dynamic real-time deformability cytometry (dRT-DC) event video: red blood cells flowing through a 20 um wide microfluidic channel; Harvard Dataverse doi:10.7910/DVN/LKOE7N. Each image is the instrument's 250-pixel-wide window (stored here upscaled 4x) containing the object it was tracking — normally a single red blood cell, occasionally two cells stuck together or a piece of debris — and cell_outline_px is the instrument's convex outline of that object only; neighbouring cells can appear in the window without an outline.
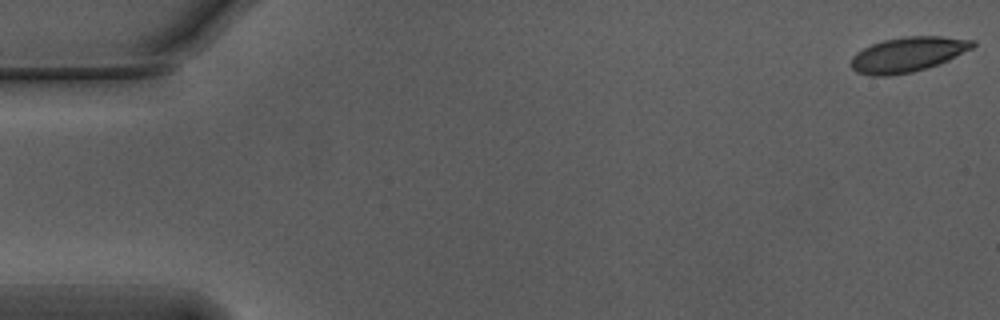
{"species": "Egyptian fruit bat (a non-hibernating species)", "species_latin": "Rousettus aegyptiacus", "temperature_condition": "warm", "stored_images_in_passage": 21, "camera_frame_rate_fps": 3000, "um_per_image_px": 0.085, "animal": {"sex": "male"}, "frame": {"image": 1, "passage_image": 1, "time_ms": 0.0, "image_size_px": [1000, 320], "cell_outline_px": [[976, 44], [972, 48], [940, 64], [912, 72], [888, 76], [872, 76], [856, 72], [852, 68], [852, 56], [856, 52], [872, 44], [884, 40], [904, 36], [940, 36], [976, 40]], "centroid_in_image_um": [77.17, 4.63], "position_along_channel_um": 7.8, "area_um2": 24.74}}
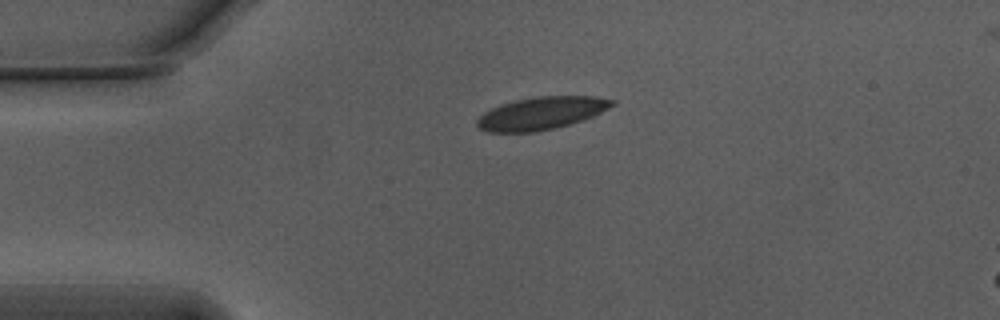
{"frame": {"image": 2, "passage_image": 13, "time_ms": 4.0, "image_size_px": [1000, 320], "cell_outline_px": [[616, 104], [592, 116], [568, 124], [536, 132], [488, 132], [480, 128], [476, 124], [476, 120], [484, 112], [492, 108], [516, 100], [536, 96], [596, 96], [616, 100]], "centroid_in_image_um": [46.02, 9.62], "position_along_channel_um": 39.0, "area_um2": 25.37}}
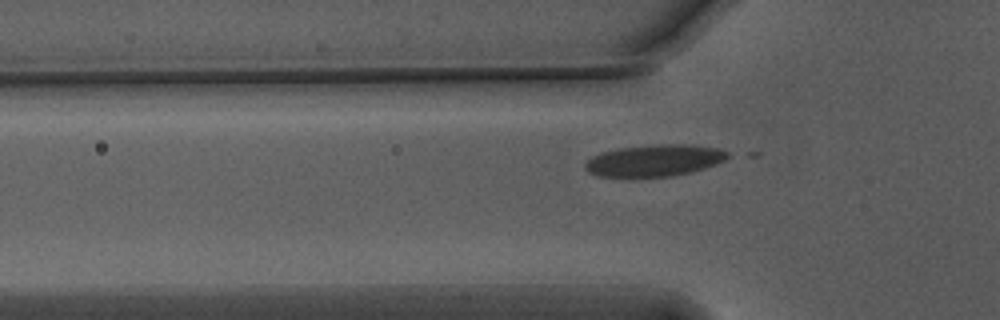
{"frame": {"image": 3, "passage_image": 18, "time_ms": 5.667, "image_size_px": [1000, 320], "cell_outline_px": [[732, 156], [716, 164], [692, 172], [672, 176], [628, 180], [600, 176], [588, 172], [584, 168], [584, 164], [592, 156], [604, 152], [620, 148], [660, 144], [684, 144], [720, 148], [728, 152]], "centroid_in_image_um": [55.6, 13.69], "position_along_channel_um": 70.2, "area_um2": 27.17}}